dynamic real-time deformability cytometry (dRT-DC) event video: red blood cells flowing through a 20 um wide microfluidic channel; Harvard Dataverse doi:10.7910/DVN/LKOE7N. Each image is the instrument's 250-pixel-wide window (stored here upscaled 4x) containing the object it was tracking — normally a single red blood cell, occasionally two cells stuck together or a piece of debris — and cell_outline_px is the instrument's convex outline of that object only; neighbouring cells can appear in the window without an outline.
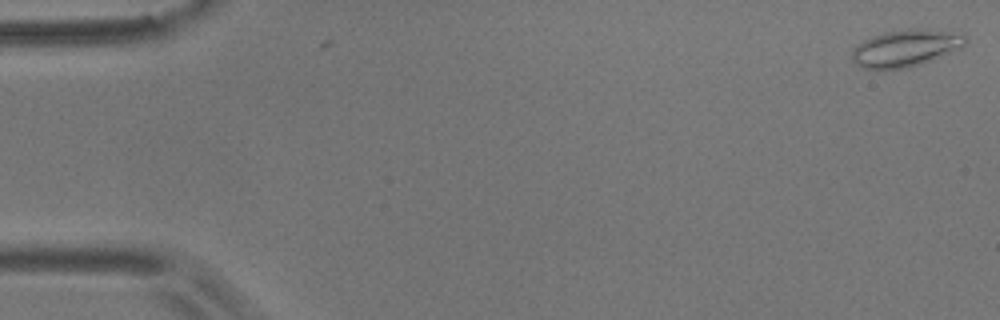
{"species": "common noctule bat (a hibernating species)", "species_latin": "Nyctalus noctula", "temperature_condition": "room temperature", "stored_images_in_passage": 11, "camera_frame_rate_fps": 3000, "um_per_image_px": 0.085, "animal": {"sex": "male", "body_mass_g": 17.9}, "frame": {"image": 1, "passage_image": 1, "time_ms": 0.0, "image_size_px": [1000, 320], "cell_outline_px": [[968, 44], [964, 48], [932, 60], [908, 68], [860, 68], [852, 60], [852, 52], [856, 44], [872, 36], [884, 32], [908, 28], [924, 28], [964, 32], [968, 36]], "centroid_in_image_um": [77.09, 4.05], "position_along_channel_um": 7.9, "area_um2": 25.14}}